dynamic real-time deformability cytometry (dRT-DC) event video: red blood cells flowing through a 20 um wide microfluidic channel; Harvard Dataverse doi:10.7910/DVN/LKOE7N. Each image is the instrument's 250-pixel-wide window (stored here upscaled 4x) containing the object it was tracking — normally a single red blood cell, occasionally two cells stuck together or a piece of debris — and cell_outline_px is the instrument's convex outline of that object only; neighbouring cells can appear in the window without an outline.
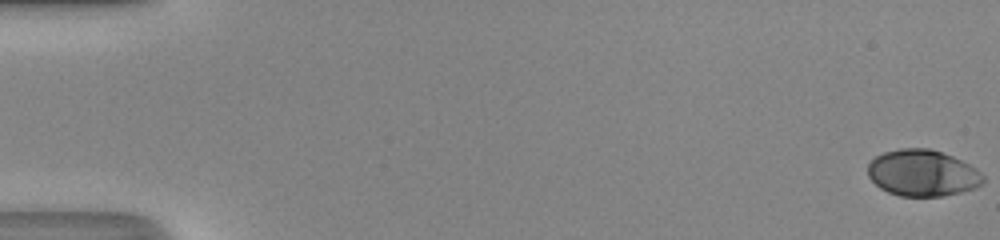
{"species": "human", "species_latin": "Homo sapiens", "temperature_condition": "room temperature", "stored_images_in_passage": 50, "camera_frame_rate_fps": 3000, "um_per_image_px": 0.085, "donor": {"sex": "male"}, "frame": {"image": 1, "passage_image": 1, "time_ms": 0.0, "image_size_px": [1000, 240], "cell_outline_px": [[984, 184], [976, 188], [944, 196], [900, 196], [888, 192], [880, 188], [868, 176], [868, 164], [876, 156], [884, 152], [900, 148], [928, 148], [952, 156], [976, 168], [984, 176]], "centroid_in_image_um": [78.42, 14.71], "position_along_channel_um": 6.6, "area_um2": 31.21}}
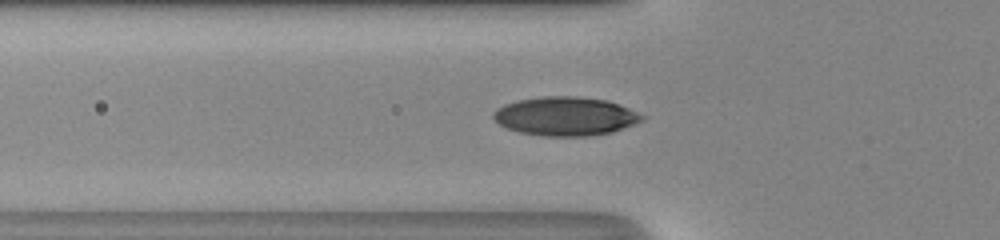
{"frame": {"image": 2, "passage_image": 19, "time_ms": 6.0, "image_size_px": [1000, 240], "cell_outline_px": [[644, 120], [612, 132], [588, 136], [544, 136], [520, 132], [508, 128], [500, 124], [492, 116], [492, 112], [496, 108], [504, 104], [516, 100], [544, 96], [576, 96], [608, 100], [628, 108], [644, 116]], "centroid_in_image_um": [48.04, 9.87], "position_along_channel_um": 77.8, "area_um2": 33.52}}
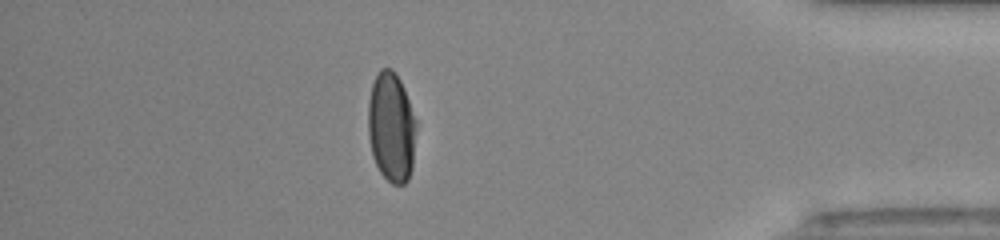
{"frame": {"image": 3, "passage_image": 44, "time_ms": 14.333, "image_size_px": [1000, 240], "cell_outline_px": [[416, 124], [412, 168], [408, 180], [404, 184], [392, 184], [380, 172], [372, 156], [368, 136], [368, 100], [372, 84], [380, 68], [392, 68], [400, 80], [404, 88], [416, 120]], "centroid_in_image_um": [33.25, 10.81], "position_along_channel_um": 401.9, "area_um2": 30.92}, "authors_computed_cell_mechanics": {"area_um2": 31.4721, "velocity_mm_per_s": 4.3348, "shape_relaxation_time_tau1_ms": 3.5617, "shape_relaxation_time_tau2_ms": null, "deformation_change_tau1": 0.1653, "deformation_change_tau2": null}}